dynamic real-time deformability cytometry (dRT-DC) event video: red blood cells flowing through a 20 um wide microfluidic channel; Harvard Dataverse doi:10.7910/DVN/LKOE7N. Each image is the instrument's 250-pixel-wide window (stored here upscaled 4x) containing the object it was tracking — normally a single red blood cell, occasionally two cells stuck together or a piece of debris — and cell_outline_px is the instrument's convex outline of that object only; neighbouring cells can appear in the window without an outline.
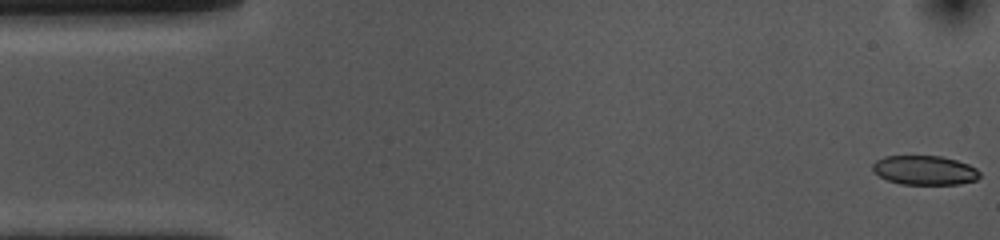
{"species": "common noctule bat (a hibernating species)", "species_latin": "Nyctalus noctula", "temperature_condition": "cold", "stored_images_in_passage": 54, "camera_frame_rate_fps": 3000, "um_per_image_px": 0.085, "animal": {"sex": "female", "body_mass_g": 10.0, "forearm_length_mm": 53.1}, "frame": {"image": 1, "passage_image": 1, "time_ms": 0.0, "image_size_px": [1000, 240], "cell_outline_px": [[980, 176], [976, 180], [960, 184], [900, 184], [888, 180], [872, 172], [872, 164], [876, 160], [884, 156], [940, 156], [956, 160], [968, 164], [976, 168], [980, 172]], "centroid_in_image_um": [78.58, 14.47], "position_along_channel_um": 6.4, "area_um2": 18.32}}
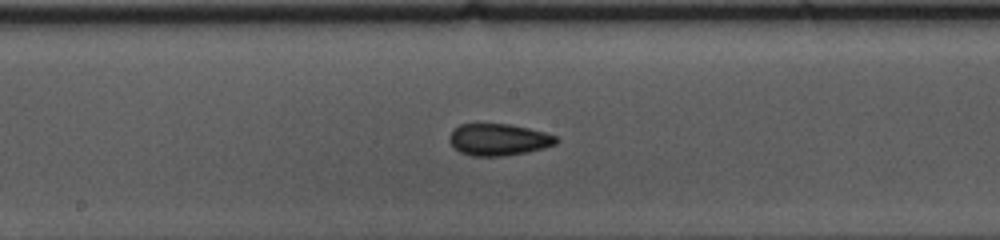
{"frame": {"image": 2, "passage_image": 27, "time_ms": 8.667, "image_size_px": [1000, 240], "cell_outline_px": [[560, 140], [556, 144], [544, 148], [528, 152], [500, 156], [472, 156], [460, 152], [448, 140], [448, 136], [460, 124], [508, 124], [528, 128], [544, 132], [556, 136]], "centroid_in_image_um": [42.4, 11.87], "position_along_channel_um": 205.8, "area_um2": 19.71}}
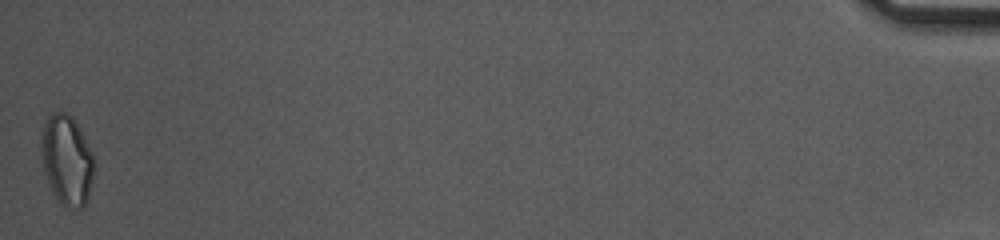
{"frame": {"image": 3, "passage_image": 54, "time_ms": 17.667, "image_size_px": [1000, 240], "cell_outline_px": [[96, 164], [88, 200], [84, 208], [64, 208], [60, 204], [52, 192], [48, 184], [44, 172], [40, 144], [40, 140], [44, 120], [48, 112], [68, 112], [72, 116], [92, 152]], "centroid_in_image_um": [5.67, 13.62], "position_along_channel_um": 429.5, "area_um2": 28.5}, "authors_computed_cell_mechanics": {"area_um2": 19.7676, "velocity_mm_per_s": 3.6232, "shape_relaxation_time_tau1_ms": 10.3893, "shape_relaxation_time_tau2_ms": 2.9833, "deformation_change_tau1": 0.1596, "deformation_change_tau2": 0.0868}}